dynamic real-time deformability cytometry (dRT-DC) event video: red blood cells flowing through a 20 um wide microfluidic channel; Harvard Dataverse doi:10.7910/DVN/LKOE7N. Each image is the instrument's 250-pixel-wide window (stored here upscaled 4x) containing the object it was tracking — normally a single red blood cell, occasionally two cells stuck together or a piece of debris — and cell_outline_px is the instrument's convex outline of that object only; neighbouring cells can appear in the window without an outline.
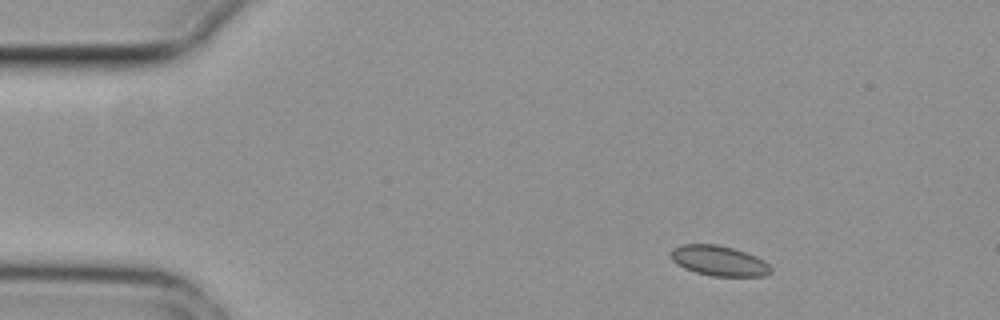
{"species": "common noctule bat (a hibernating species)", "species_latin": "Nyctalus noctula", "temperature_condition": "cold", "stored_images_in_passage": 4, "camera_frame_rate_fps": 3000, "um_per_image_px": 0.085, "animal": {"sex": "female", "body_mass_g": 29.2, "forearm_length_mm": 56.3}, "frame": {"image": 1, "passage_image": 2, "time_ms": 0.333, "image_size_px": [1000, 320], "cell_outline_px": [[772, 272], [764, 276], [712, 276], [696, 272], [684, 268], [672, 260], [672, 248], [680, 244], [716, 244], [732, 248], [756, 256], [764, 260], [772, 268]], "centroid_in_image_um": [61.12, 22.16], "position_along_channel_um": 23.9, "area_um2": 17.51}}